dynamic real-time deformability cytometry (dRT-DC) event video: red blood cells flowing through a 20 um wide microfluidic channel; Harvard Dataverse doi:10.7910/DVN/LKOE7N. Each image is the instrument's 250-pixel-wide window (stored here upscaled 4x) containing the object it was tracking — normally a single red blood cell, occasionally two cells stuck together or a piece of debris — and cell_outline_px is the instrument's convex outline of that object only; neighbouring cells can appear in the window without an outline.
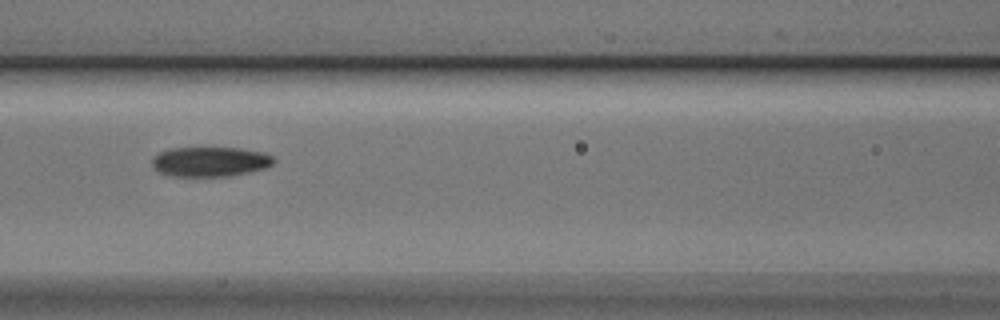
{"species": "Egyptian fruit bat (a non-hibernating species)", "species_latin": "Rousettus aegyptiacus", "temperature_condition": "cold", "stored_images_in_passage": 8, "camera_frame_rate_fps": 3000, "um_per_image_px": 0.085, "animal": {"sex": "male"}, "frame": {"image": 1, "passage_image": 7, "time_ms": 2.0, "image_size_px": [1000, 320], "cell_outline_px": [[276, 160], [272, 164], [264, 168], [252, 172], [232, 176], [168, 176], [152, 168], [152, 160], [160, 152], [172, 148], [240, 148], [264, 152], [272, 156]], "centroid_in_image_um": [17.88, 13.75], "position_along_channel_um": 148.7, "area_um2": 21.21}}
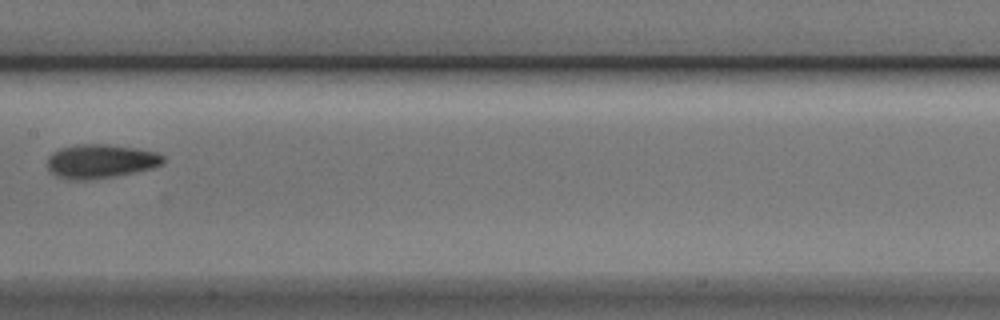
{"frame": {"image": 2, "passage_image": 8, "time_ms": 2.333, "image_size_px": [1000, 320], "cell_outline_px": [[164, 164], [152, 168], [136, 172], [116, 176], [88, 180], [68, 180], [56, 176], [48, 172], [48, 156], [52, 152], [60, 148], [76, 144], [108, 144], [136, 148], [156, 152], [164, 156]], "centroid_in_image_um": [8.53, 13.71], "position_along_channel_um": 198.9, "area_um2": 23.29}}